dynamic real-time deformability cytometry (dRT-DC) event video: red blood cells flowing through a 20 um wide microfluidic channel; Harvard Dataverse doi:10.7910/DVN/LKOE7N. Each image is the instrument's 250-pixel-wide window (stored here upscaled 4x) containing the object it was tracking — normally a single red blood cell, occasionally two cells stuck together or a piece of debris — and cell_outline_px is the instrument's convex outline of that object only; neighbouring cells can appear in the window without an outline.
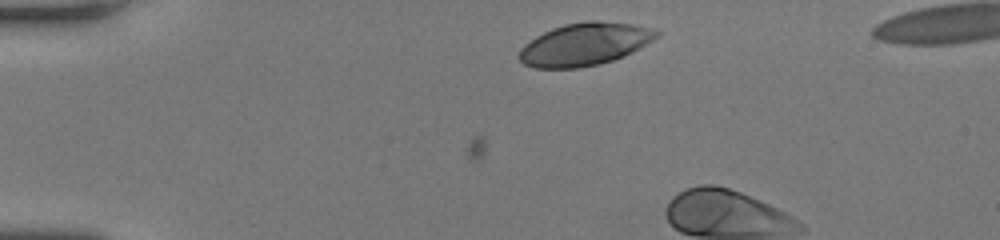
{"species": "human", "species_latin": "Homo sapiens", "temperature_condition": "room temperature", "stored_images_in_passage": 2, "camera_frame_rate_fps": 3000, "um_per_image_px": 0.085, "donor": {"sex": "female"}, "frame": {"image": 1, "passage_image": 2, "time_ms": 0.333, "image_size_px": [1000, 240], "cell_outline_px": [[660, 36], [632, 52], [624, 56], [600, 64], [580, 68], [536, 68], [524, 64], [516, 56], [520, 48], [524, 44], [536, 36], [552, 28], [564, 24], [588, 20], [596, 20], [632, 24], [652, 28], [660, 32]], "centroid_in_image_um": [49.68, 3.76], "position_along_channel_um": 35.3, "area_um2": 34.33}}